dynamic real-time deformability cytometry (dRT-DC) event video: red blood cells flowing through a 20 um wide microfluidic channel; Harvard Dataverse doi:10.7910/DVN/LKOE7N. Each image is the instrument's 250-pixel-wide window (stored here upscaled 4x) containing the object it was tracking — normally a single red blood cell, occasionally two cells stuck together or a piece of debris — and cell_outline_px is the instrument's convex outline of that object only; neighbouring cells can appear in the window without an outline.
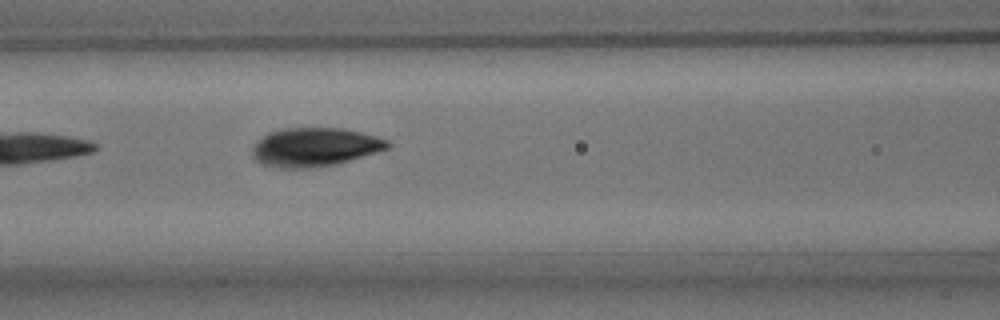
{"species": "common noctule bat (a hibernating species)", "species_latin": "Nyctalus noctula", "temperature_condition": "room temperature", "stored_images_in_passage": 7, "camera_frame_rate_fps": 3000, "um_per_image_px": 0.085, "animal": {"sex": "male", "body_mass_g": 15.6}, "frame": {"image": 1, "passage_image": 7, "time_ms": 2.0, "image_size_px": [1000, 320], "cell_outline_px": [[392, 144], [388, 148], [340, 164], [308, 168], [280, 168], [260, 164], [252, 156], [252, 148], [268, 132], [280, 128], [344, 128], [376, 136], [388, 140]], "centroid_in_image_um": [26.76, 12.51], "position_along_channel_um": 139.8, "area_um2": 30.69}}